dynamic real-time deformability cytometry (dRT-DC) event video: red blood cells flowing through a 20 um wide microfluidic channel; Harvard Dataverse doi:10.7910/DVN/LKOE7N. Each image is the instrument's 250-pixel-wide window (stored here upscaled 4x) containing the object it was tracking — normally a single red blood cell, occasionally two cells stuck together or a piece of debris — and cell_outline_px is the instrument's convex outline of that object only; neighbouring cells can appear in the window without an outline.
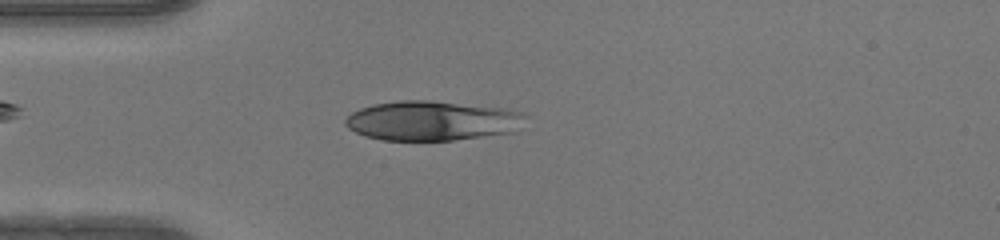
{"species": "human", "species_latin": "Homo sapiens", "temperature_condition": "warm", "stored_images_in_passage": 47, "camera_frame_rate_fps": 3000, "um_per_image_px": 0.085, "donor": {"sex": "female"}, "frame": {"image": 1, "passage_image": 12, "time_ms": 3.667, "image_size_px": [1000, 240], "cell_outline_px": [[528, 116], [512, 132], [452, 140], [384, 140], [364, 136], [348, 128], [344, 124], [344, 120], [352, 112], [360, 108], [372, 104], [400, 100], [428, 100], [508, 108], [524, 112]], "centroid_in_image_um": [36.71, 10.25], "position_along_channel_um": 48.3, "area_um2": 41.67}}
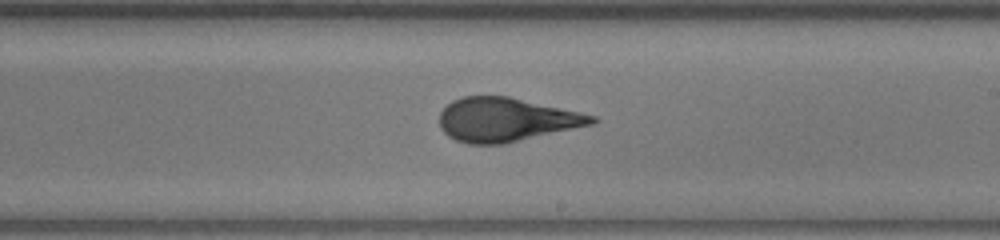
{"frame": {"image": 2, "passage_image": 27, "time_ms": 8.667, "image_size_px": [1000, 240], "cell_outline_px": [[600, 120], [592, 124], [504, 144], [468, 144], [456, 140], [448, 136], [440, 128], [440, 112], [452, 100], [464, 96], [508, 96], [580, 112], [596, 116]], "centroid_in_image_um": [43.0, 10.17], "position_along_channel_um": 246.0, "area_um2": 38.73}}
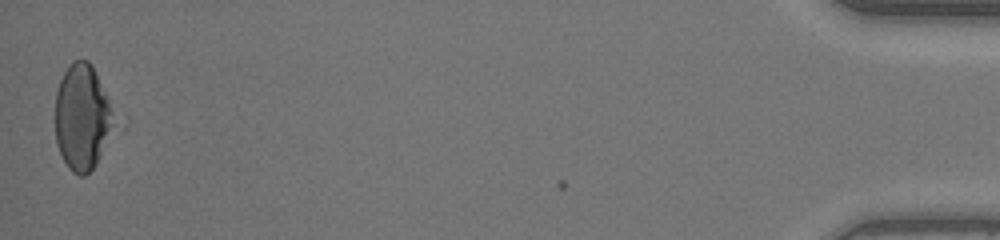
{"frame": {"image": 3, "passage_image": 47, "time_ms": 15.333, "image_size_px": [1000, 240], "cell_outline_px": [[112, 124], [96, 164], [84, 176], [80, 176], [72, 172], [68, 168], [56, 144], [56, 92], [60, 80], [68, 64], [76, 60], [88, 60], [92, 64], [112, 112]], "centroid_in_image_um": [6.92, 9.96], "position_along_channel_um": 428.3, "area_um2": 35.03}, "authors_computed_cell_mechanics": {"area_um2": 39.015, "velocity_mm_per_s": 4.2277, "shape_relaxation_time_tau1_ms": 8.4667, "shape_relaxation_time_tau2_ms": null, "deformation_change_tau1": 0.2827, "deformation_change_tau2": null}}